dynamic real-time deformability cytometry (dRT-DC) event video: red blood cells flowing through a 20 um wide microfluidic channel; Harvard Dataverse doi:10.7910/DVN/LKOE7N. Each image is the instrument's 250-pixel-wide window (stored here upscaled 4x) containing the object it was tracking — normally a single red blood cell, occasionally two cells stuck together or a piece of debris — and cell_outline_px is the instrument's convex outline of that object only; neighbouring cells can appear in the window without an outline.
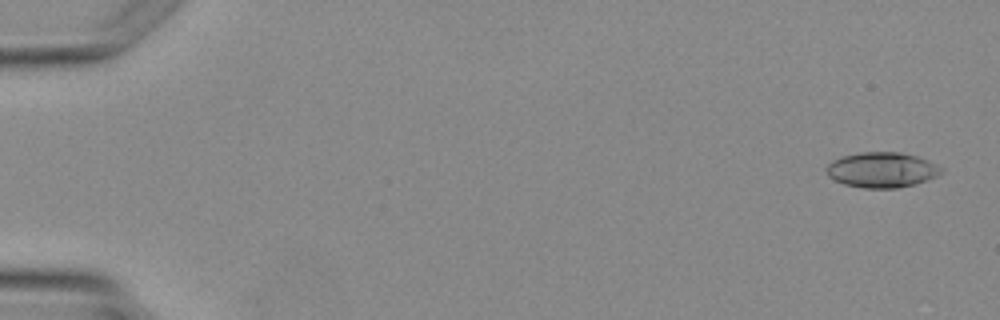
{"species": "Egyptian fruit bat (a non-hibernating species)", "species_latin": "Rousettus aegyptiacus", "temperature_condition": "warm", "stored_images_in_passage": 5, "camera_frame_rate_fps": 3000, "um_per_image_px": 0.085, "animal": {"sex": "female"}, "frame": {"image": 1, "passage_image": 1, "time_ms": 0.0, "image_size_px": [1000, 320], "cell_outline_px": [[944, 172], [928, 180], [916, 184], [896, 188], [864, 188], [844, 184], [828, 176], [828, 164], [832, 160], [844, 156], [860, 152], [900, 152], [916, 156], [928, 160], [944, 168]], "centroid_in_image_um": [75.01, 14.44], "position_along_channel_um": 10.0, "area_um2": 23.58}}
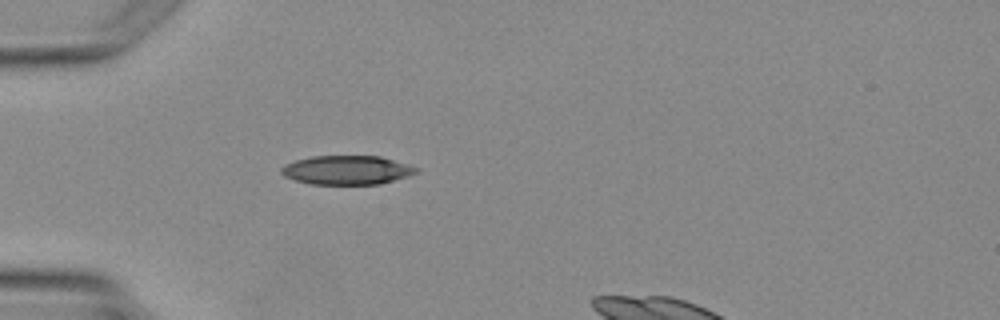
{"frame": {"image": 2, "passage_image": 4, "time_ms": 3.667, "image_size_px": [1000, 320], "cell_outline_px": [[420, 172], [408, 176], [380, 184], [312, 184], [296, 180], [284, 176], [280, 172], [280, 168], [284, 164], [296, 160], [312, 156], [380, 156], [420, 168]], "centroid_in_image_um": [29.5, 14.45], "position_along_channel_um": 55.5, "area_um2": 22.83}}